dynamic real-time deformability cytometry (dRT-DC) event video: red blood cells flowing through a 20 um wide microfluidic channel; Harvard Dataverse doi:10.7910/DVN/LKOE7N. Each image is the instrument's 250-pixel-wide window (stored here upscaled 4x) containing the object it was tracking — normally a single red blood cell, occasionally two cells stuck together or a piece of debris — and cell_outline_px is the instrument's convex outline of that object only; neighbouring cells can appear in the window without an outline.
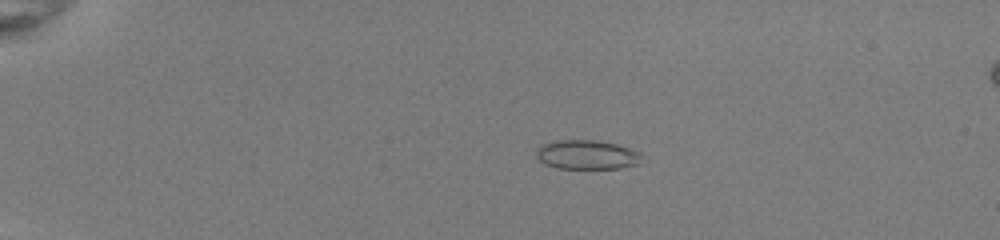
{"species": "common noctule bat (a hibernating species)", "species_latin": "Nyctalus noctula", "temperature_condition": "room temperature", "stored_images_in_passage": 43, "camera_frame_rate_fps": 3000, "um_per_image_px": 0.085, "animal": {"sex": "female", "body_mass_g": 22.0, "forearm_length_mm": 56.7}, "frame": {"image": 1, "passage_image": 3, "time_ms": 0.667, "image_size_px": [1000, 240], "cell_outline_px": [[640, 156], [636, 164], [620, 168], [556, 168], [544, 164], [536, 156], [536, 152], [540, 144], [552, 140], [596, 140], [616, 144], [640, 152]], "centroid_in_image_um": [49.8, 13.14], "position_along_channel_um": 35.2, "area_um2": 17.86}}
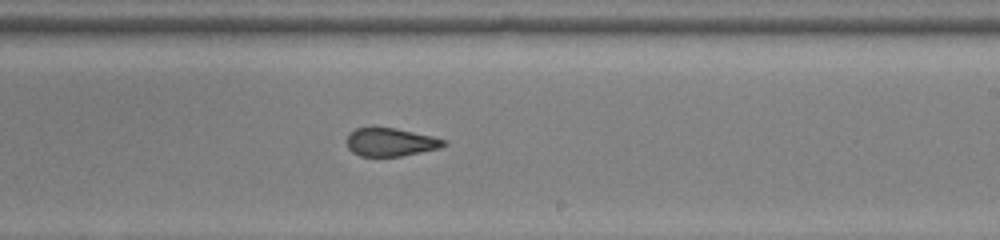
{"frame": {"image": 2, "passage_image": 25, "time_ms": 8.0, "image_size_px": [1000, 240], "cell_outline_px": [[448, 144], [440, 148], [400, 156], [360, 156], [352, 152], [348, 148], [348, 132], [356, 128], [372, 124], [376, 124], [396, 128], [432, 136], [444, 140]], "centroid_in_image_um": [33.14, 12.03], "position_along_channel_um": 255.9, "area_um2": 16.42}}
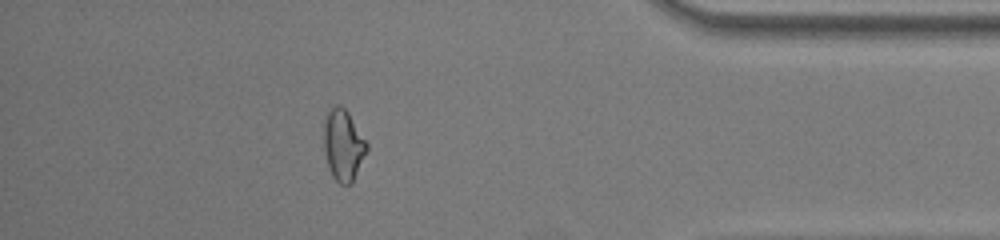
{"frame": {"image": 3, "passage_image": 38, "time_ms": 12.333, "image_size_px": [1000, 240], "cell_outline_px": [[368, 148], [352, 184], [340, 184], [332, 176], [328, 168], [324, 148], [324, 120], [328, 112], [336, 104], [340, 104], [348, 112], [368, 144]], "centroid_in_image_um": [29.17, 12.34], "position_along_channel_um": 406.0, "area_um2": 17.74}, "authors_computed_cell_mechanics": {"area_um2": 17.2822, "velocity_mm_per_s": 4.0393, "shape_relaxation_time_tau1_ms": 10.7926, "shape_relaxation_time_tau2_ms": 0.6614, "deformation_change_tau1": 0.2326, "deformation_change_tau2": 0.0784}}